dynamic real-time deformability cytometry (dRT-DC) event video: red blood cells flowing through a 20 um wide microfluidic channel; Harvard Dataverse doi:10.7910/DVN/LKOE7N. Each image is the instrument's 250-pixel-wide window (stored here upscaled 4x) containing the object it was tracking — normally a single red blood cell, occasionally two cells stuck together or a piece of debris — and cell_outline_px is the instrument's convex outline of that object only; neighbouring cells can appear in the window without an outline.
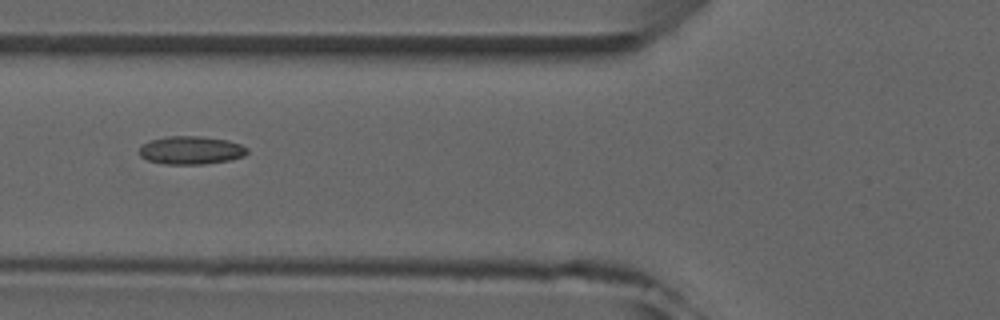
{"species": "common noctule bat (a hibernating species)", "species_latin": "Nyctalus noctula", "temperature_condition": "room temperature", "stored_images_in_passage": 6, "camera_frame_rate_fps": 3000, "um_per_image_px": 0.085, "animal": {"sex": "male", "forearm_length_mm": 52.5}, "frame": {"image": 1, "passage_image": 6, "time_ms": 5.667, "image_size_px": [1000, 320], "cell_outline_px": [[248, 152], [244, 156], [232, 160], [204, 164], [164, 164], [148, 160], [140, 156], [140, 148], [148, 140], [168, 136], [200, 136], [228, 140], [240, 144], [248, 148]], "centroid_in_image_um": [16.26, 12.77], "position_along_channel_um": 109.5, "area_um2": 17.8}}